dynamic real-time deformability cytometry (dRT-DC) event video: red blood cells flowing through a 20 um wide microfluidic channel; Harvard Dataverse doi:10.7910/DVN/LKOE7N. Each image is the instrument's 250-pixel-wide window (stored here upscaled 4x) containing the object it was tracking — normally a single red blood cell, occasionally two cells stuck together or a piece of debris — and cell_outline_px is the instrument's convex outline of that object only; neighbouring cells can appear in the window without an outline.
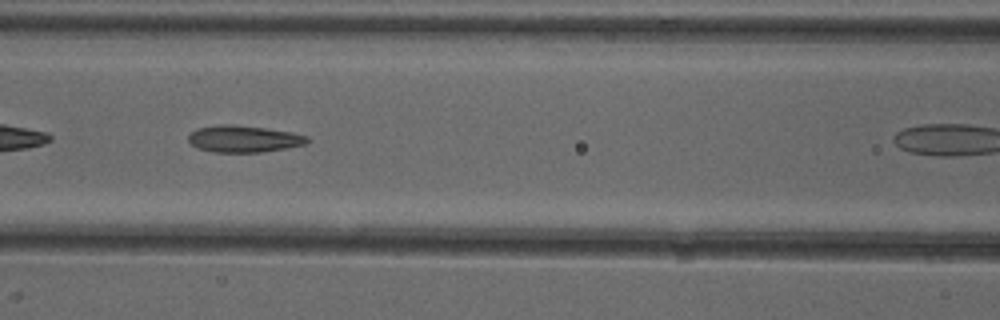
{"species": "common noctule bat (a hibernating species)", "species_latin": "Nyctalus noctula", "temperature_condition": "cold", "stored_images_in_passage": 24, "camera_frame_rate_fps": 3000, "um_per_image_px": 0.085, "animal": {"sex": "female"}, "frame": {"image": 1, "passage_image": 8, "time_ms": 2.333, "image_size_px": [1000, 320], "cell_outline_px": [[308, 144], [288, 148], [260, 152], [212, 152], [200, 148], [192, 144], [188, 140], [188, 136], [196, 128], [220, 124], [232, 124], [264, 128], [292, 132], [308, 136]], "centroid_in_image_um": [20.74, 11.8], "position_along_channel_um": 145.9, "area_um2": 18.55}}
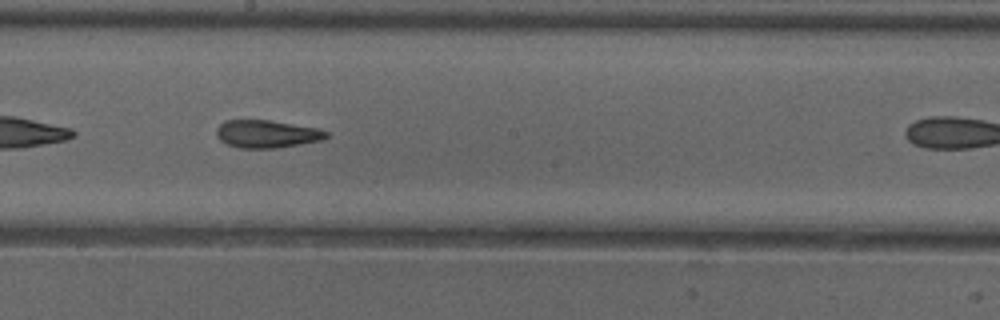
{"frame": {"image": 2, "passage_image": 14, "time_ms": 4.333, "image_size_px": [1000, 320], "cell_outline_px": [[328, 136], [320, 140], [300, 144], [276, 148], [240, 148], [228, 144], [220, 140], [216, 136], [216, 128], [224, 120], [268, 120], [320, 128], [328, 132]], "centroid_in_image_um": [22.66, 11.38], "position_along_channel_um": 225.5, "area_um2": 17.74}}
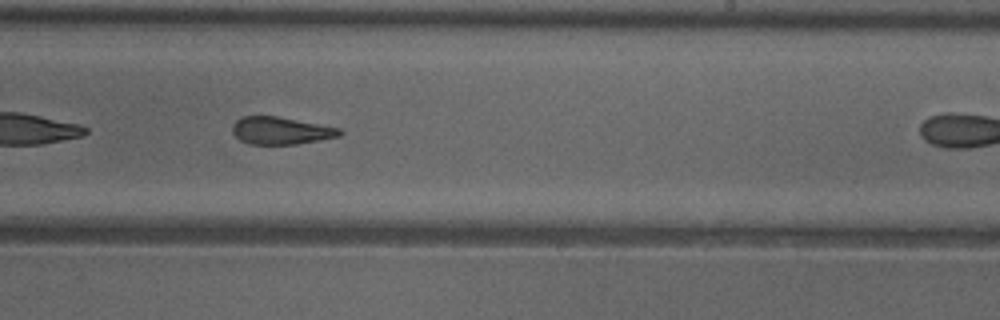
{"frame": {"image": 3, "passage_image": 17, "time_ms": 5.333, "image_size_px": [1000, 320], "cell_outline_px": [[344, 132], [340, 136], [320, 140], [296, 144], [248, 144], [240, 140], [232, 132], [232, 124], [236, 120], [244, 116], [276, 116], [340, 128]], "centroid_in_image_um": [23.87, 11.11], "position_along_channel_um": 265.1, "area_um2": 17.11}}